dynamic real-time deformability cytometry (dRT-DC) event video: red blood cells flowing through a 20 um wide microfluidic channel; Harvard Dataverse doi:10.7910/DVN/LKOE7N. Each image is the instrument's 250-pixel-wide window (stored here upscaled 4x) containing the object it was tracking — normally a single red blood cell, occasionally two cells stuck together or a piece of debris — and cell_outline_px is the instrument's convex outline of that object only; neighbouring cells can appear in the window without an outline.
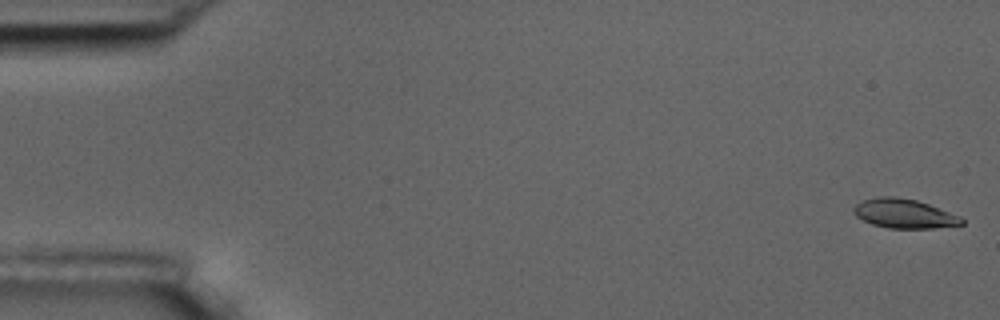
{"species": "common noctule bat (a hibernating species)", "species_latin": "Nyctalus noctula", "temperature_condition": "room temperature", "stored_images_in_passage": 47, "camera_frame_rate_fps": 3000, "um_per_image_px": 0.085, "animal": {"sex": "male", "body_mass_g": 17.5, "forearm_length_mm": 52.3}, "frame": {"image": 1, "passage_image": 1, "time_ms": 0.0, "image_size_px": [1000, 320], "cell_outline_px": [[964, 224], [932, 228], [888, 228], [872, 224], [856, 216], [852, 212], [852, 208], [856, 204], [864, 200], [880, 196], [896, 196], [916, 200], [928, 204], [960, 216], [964, 220]], "centroid_in_image_um": [76.83, 18.15], "position_along_channel_um": 8.2, "area_um2": 18.32}}
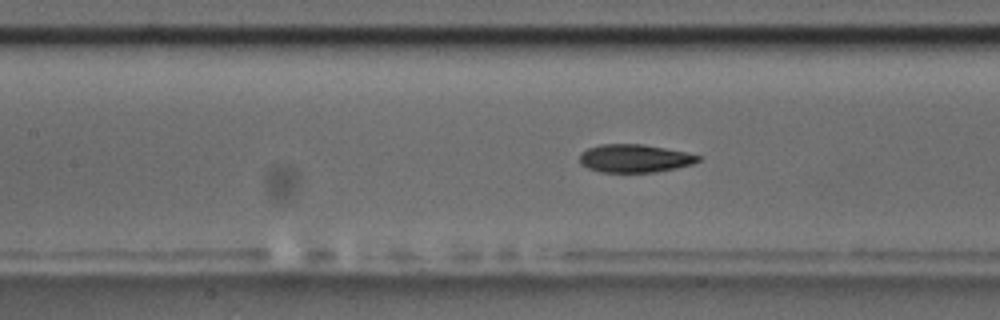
{"frame": {"image": 2, "passage_image": 25, "time_ms": 8.0, "image_size_px": [1000, 320], "cell_outline_px": [[704, 156], [700, 160], [692, 164], [676, 168], [656, 172], [600, 172], [588, 168], [580, 164], [580, 152], [588, 148], [600, 144], [644, 144]], "centroid_in_image_um": [53.94, 13.46], "position_along_channel_um": 153.5, "area_um2": 19.48}}
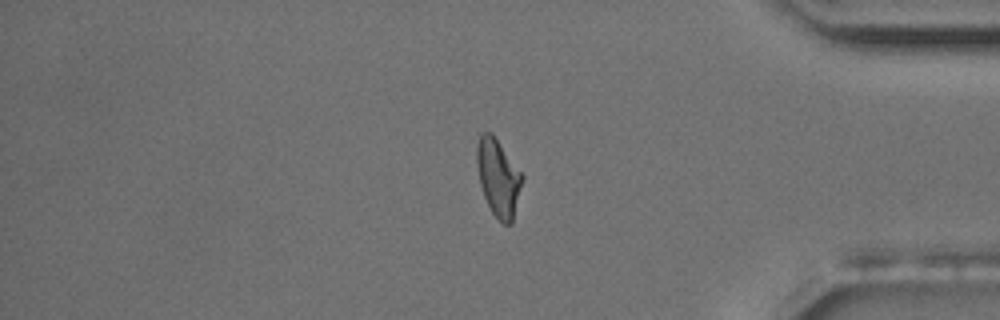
{"frame": {"image": 3, "passage_image": 47, "time_ms": 15.333, "image_size_px": [1000, 320], "cell_outline_px": [[524, 176], [512, 224], [504, 224], [492, 212], [484, 196], [480, 184], [476, 164], [476, 148], [480, 132], [492, 132]], "centroid_in_image_um": [42.34, 15.07], "position_along_channel_um": 392.9, "area_um2": 20.4}, "authors_computed_cell_mechanics": {"area_um2": 19.652, "velocity_mm_per_s": 3.6128, "shape_relaxation_time_tau1_ms": 3.8312, "shape_relaxation_time_tau2_ms": 2.1632, "deformation_change_tau1": 0.138, "deformation_change_tau2": 0.0727}}